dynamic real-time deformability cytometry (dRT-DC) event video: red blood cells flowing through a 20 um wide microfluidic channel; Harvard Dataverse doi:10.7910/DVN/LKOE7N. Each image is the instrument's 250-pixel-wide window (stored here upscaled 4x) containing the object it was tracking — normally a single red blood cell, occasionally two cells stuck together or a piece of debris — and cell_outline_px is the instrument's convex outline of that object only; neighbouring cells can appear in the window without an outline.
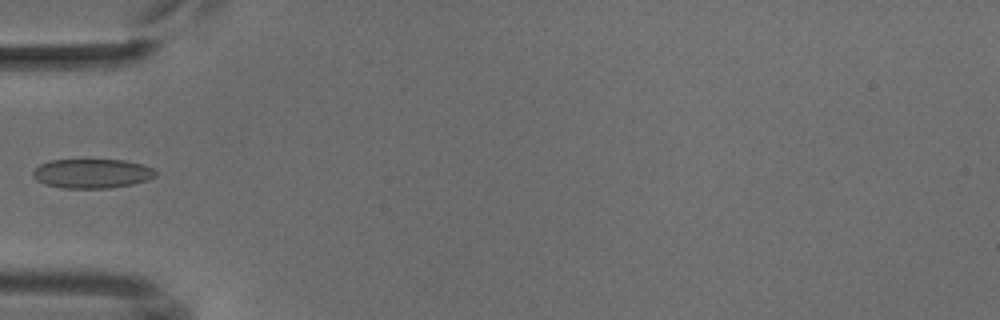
{"species": "common noctule bat (a hibernating species)", "species_latin": "Nyctalus noctula", "temperature_condition": "cold", "stored_images_in_passage": 6, "camera_frame_rate_fps": 3000, "um_per_image_px": 0.085, "animal": {"sex": "male", "body_mass_g": 18.8}, "frame": {"image": 1, "passage_image": 5, "time_ms": 5.333, "image_size_px": [1000, 320], "cell_outline_px": [[156, 176], [148, 180], [132, 184], [108, 188], [64, 188], [44, 184], [36, 180], [32, 176], [32, 172], [40, 164], [48, 160], [124, 160], [144, 164], [152, 168], [156, 172]], "centroid_in_image_um": [7.81, 14.74], "position_along_channel_um": 77.2, "area_um2": 21.04}}
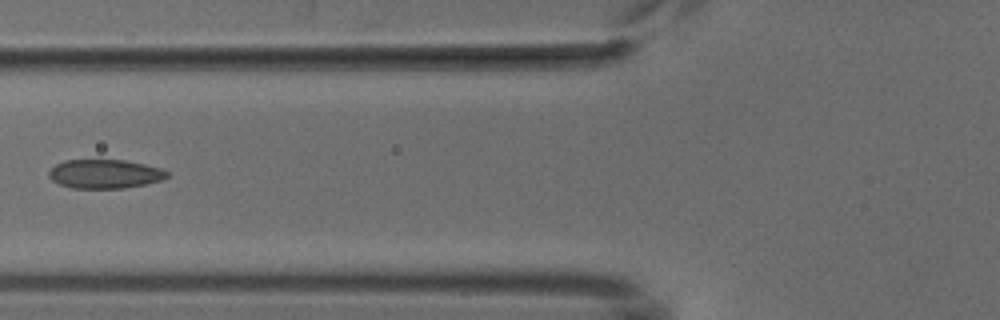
{"frame": {"image": 2, "passage_image": 6, "time_ms": 6.333, "image_size_px": [1000, 320], "cell_outline_px": [[168, 176], [160, 180], [144, 184], [124, 188], [72, 188], [60, 184], [52, 180], [48, 176], [48, 172], [56, 164], [64, 160], [124, 160], [144, 164], [160, 168], [168, 172]], "centroid_in_image_um": [8.88, 14.78], "position_along_channel_um": 116.9, "area_um2": 19.77}}